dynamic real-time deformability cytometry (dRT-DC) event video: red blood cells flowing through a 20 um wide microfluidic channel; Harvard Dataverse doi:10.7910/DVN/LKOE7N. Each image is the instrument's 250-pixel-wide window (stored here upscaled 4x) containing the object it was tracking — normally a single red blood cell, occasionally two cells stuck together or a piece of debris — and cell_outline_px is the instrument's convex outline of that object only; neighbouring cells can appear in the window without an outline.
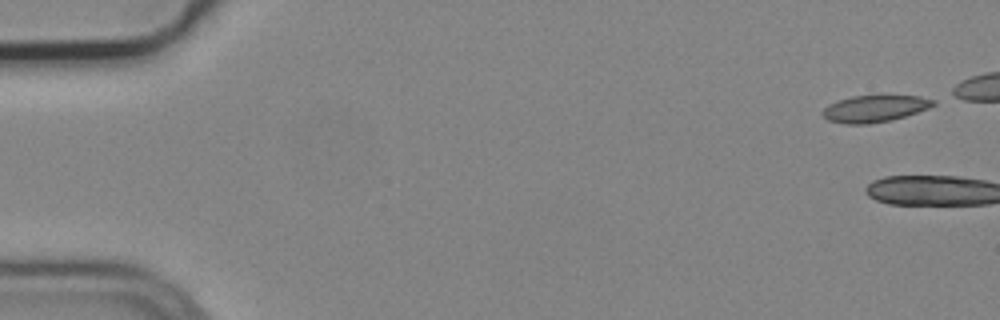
{"species": "common noctule bat (a hibernating species)", "species_latin": "Nyctalus noctula", "temperature_condition": "cold", "stored_images_in_passage": 10, "camera_frame_rate_fps": 3000, "um_per_image_px": 0.085, "animal": {"sex": "male", "body_mass_g": 19.2, "forearm_length_mm": 51.8}, "frame": {"image": 1, "passage_image": 1, "time_ms": 0.0, "image_size_px": [1000, 320], "cell_outline_px": [[936, 104], [928, 108], [904, 116], [888, 120], [868, 124], [844, 124], [828, 120], [820, 112], [828, 104], [852, 96], [920, 96], [936, 100]], "centroid_in_image_um": [74.32, 9.23], "position_along_channel_um": 10.7, "area_um2": 17.05}}
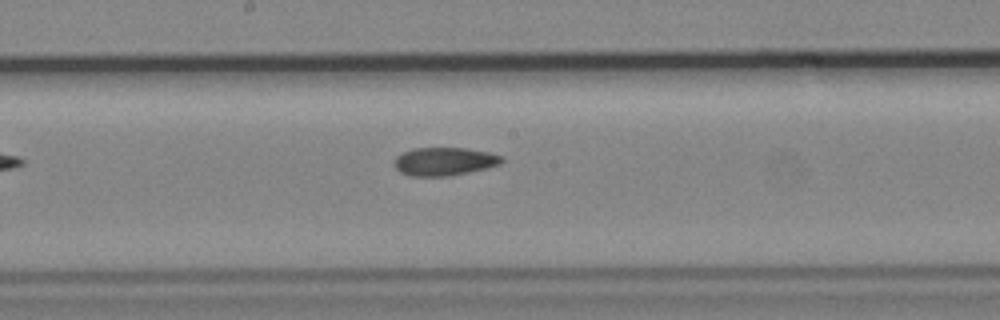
{"frame": {"image": 2, "passage_image": 10, "time_ms": 3.0, "image_size_px": [1000, 320], "cell_outline_px": [[504, 160], [500, 164], [488, 168], [448, 176], [412, 176], [400, 172], [392, 164], [392, 160], [396, 156], [412, 148], [464, 148], [488, 152], [504, 156]], "centroid_in_image_um": [37.75, 13.72], "position_along_channel_um": 210.4, "area_um2": 17.8}}